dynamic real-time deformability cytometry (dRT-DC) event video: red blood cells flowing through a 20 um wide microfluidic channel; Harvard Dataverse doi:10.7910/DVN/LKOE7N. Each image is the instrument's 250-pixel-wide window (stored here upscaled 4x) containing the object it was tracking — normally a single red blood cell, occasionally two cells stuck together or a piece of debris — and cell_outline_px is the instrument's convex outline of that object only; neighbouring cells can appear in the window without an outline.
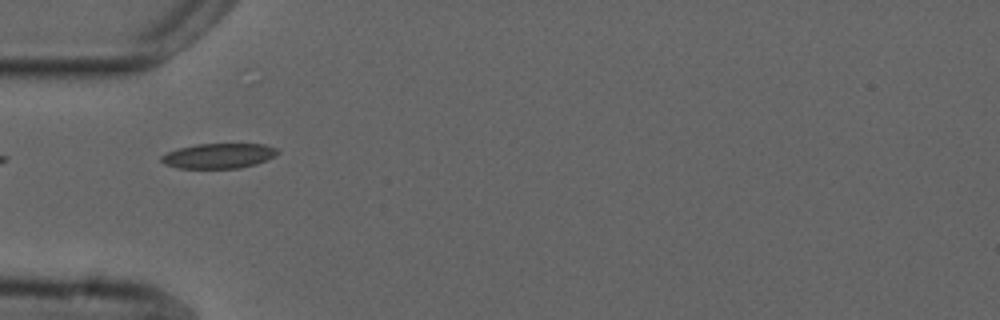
{"species": "common noctule bat (a hibernating species)", "species_latin": "Nyctalus noctula", "temperature_condition": "cold", "stored_images_in_passage": 6, "camera_frame_rate_fps": 3000, "um_per_image_px": 0.085, "animal": {"sex": "male", "forearm_length_mm": 52.5}, "frame": {"image": 1, "passage_image": 5, "time_ms": 5.333, "image_size_px": [1000, 320], "cell_outline_px": [[280, 152], [276, 156], [256, 164], [236, 168], [176, 168], [164, 164], [160, 160], [160, 156], [168, 152], [180, 148], [196, 144], [264, 144], [276, 148]], "centroid_in_image_um": [18.59, 13.25], "position_along_channel_um": 66.4, "area_um2": 16.94}}
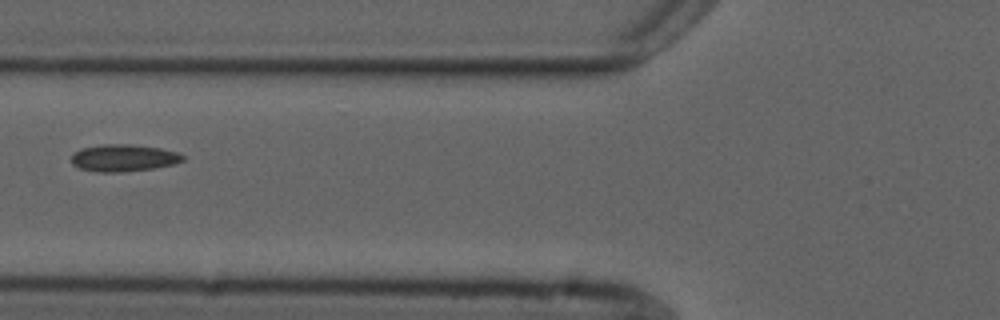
{"frame": {"image": 2, "passage_image": 6, "time_ms": 6.667, "image_size_px": [1000, 320], "cell_outline_px": [[184, 160], [172, 164], [152, 168], [124, 172], [96, 172], [80, 168], [72, 164], [72, 156], [80, 148], [104, 144], [128, 144], [160, 148], [176, 152], [184, 156]], "centroid_in_image_um": [10.48, 13.42], "position_along_channel_um": 115.3, "area_um2": 17.4}}